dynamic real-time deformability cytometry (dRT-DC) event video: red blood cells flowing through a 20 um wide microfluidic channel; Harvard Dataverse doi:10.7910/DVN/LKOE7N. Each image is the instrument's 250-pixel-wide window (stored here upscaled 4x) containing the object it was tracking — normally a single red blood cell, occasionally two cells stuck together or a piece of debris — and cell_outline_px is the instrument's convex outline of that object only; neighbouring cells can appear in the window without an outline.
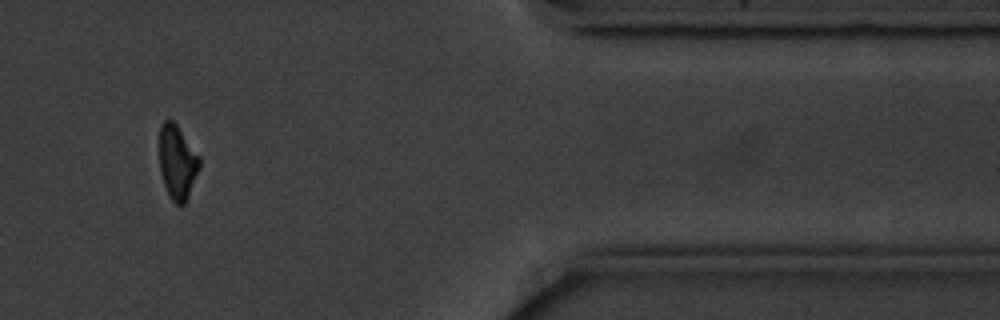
{"species": "common noctule bat (a hibernating species)", "species_latin": "Nyctalus noctula", "temperature_condition": "cold", "stored_images_in_passage": 14, "camera_frame_rate_fps": 3000, "um_per_image_px": 0.085, "animal": {"sex": "male", "body_mass_g": 20.1, "forearm_length_mm": 53.5}, "frame": {"image": 1, "passage_image": 12, "time_ms": 14.667, "image_size_px": [1000, 320], "cell_outline_px": [[200, 168], [188, 196], [184, 204], [180, 208], [168, 196], [160, 172], [160, 124], [164, 120], [172, 120], [176, 124], [200, 156]], "centroid_in_image_um": [15.08, 13.81], "position_along_channel_um": 396.3, "area_um2": 17.4}, "authors_computed_cell_mechanics": {"area_um2": 18.6694, "velocity_mm_per_s": 3.5566, "shape_relaxation_time_tau1_ms": 1.3887, "shape_relaxation_time_tau2_ms": null, "deformation_change_tau1": 0.1008, "deformation_change_tau2": null}}